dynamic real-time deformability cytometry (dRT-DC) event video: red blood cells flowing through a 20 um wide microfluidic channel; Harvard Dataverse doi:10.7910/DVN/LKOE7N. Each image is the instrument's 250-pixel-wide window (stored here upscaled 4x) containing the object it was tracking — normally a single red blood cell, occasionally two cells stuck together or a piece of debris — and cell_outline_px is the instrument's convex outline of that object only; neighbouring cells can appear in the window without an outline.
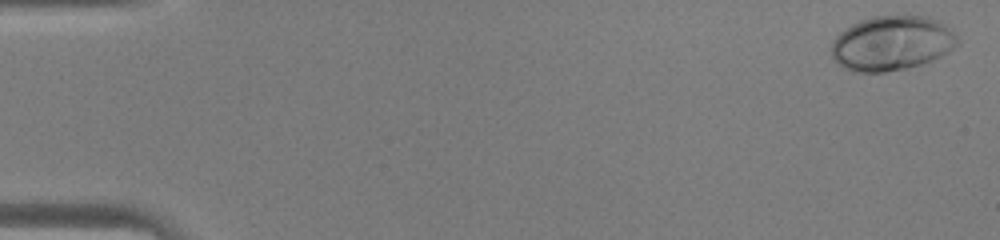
{"species": "human", "species_latin": "Homo sapiens", "temperature_condition": "warm", "stored_images_in_passage": 45, "camera_frame_rate_fps": 3000, "um_per_image_px": 0.085, "donor": {"sex": "male"}, "frame": {"image": 1, "passage_image": 1, "time_ms": 0.0, "image_size_px": [1000, 240], "cell_outline_px": [[960, 44], [948, 52], [932, 60], [908, 68], [884, 72], [856, 72], [844, 68], [836, 64], [832, 56], [832, 40], [840, 32], [852, 24], [860, 20], [872, 16], [928, 16], [940, 20], [960, 40]], "centroid_in_image_um": [75.8, 3.67], "position_along_channel_um": 9.2, "area_um2": 40.34}}
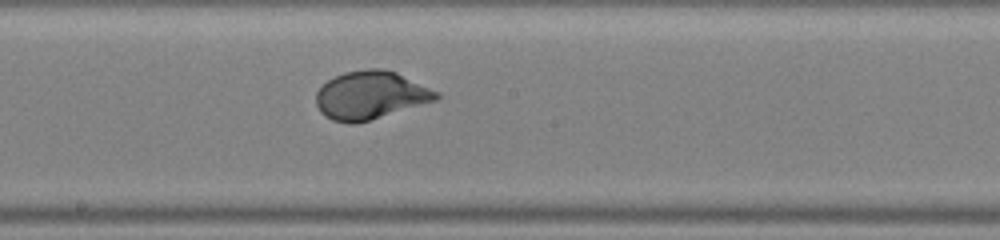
{"frame": {"image": 2, "passage_image": 25, "time_ms": 8.0, "image_size_px": [1000, 240], "cell_outline_px": [[440, 100], [368, 120], [352, 124], [348, 124], [332, 120], [324, 116], [320, 112], [316, 104], [316, 92], [328, 80], [344, 72], [368, 68], [384, 68], [396, 72], [440, 92]], "centroid_in_image_um": [31.52, 8.09], "position_along_channel_um": 216.7, "area_um2": 33.87}}
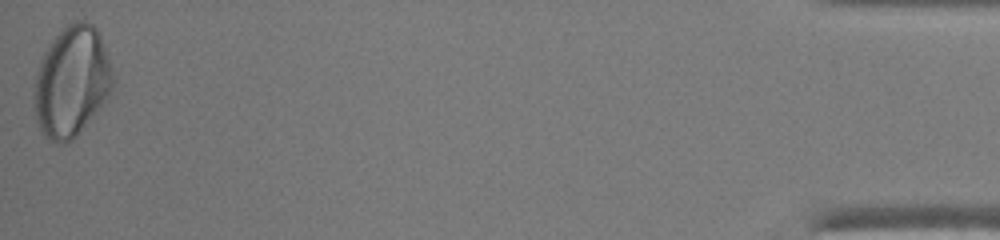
{"frame": {"image": 3, "passage_image": 45, "time_ms": 14.667, "image_size_px": [1000, 240], "cell_outline_px": [[112, 88], [104, 100], [76, 136], [72, 140], [64, 144], [60, 144], [44, 136], [40, 132], [36, 120], [32, 104], [32, 88], [40, 60], [48, 44], [60, 28], [76, 20], [84, 20], [92, 24], [96, 28], [100, 36], [112, 68]], "centroid_in_image_um": [6.02, 6.92], "position_along_channel_um": 429.2, "area_um2": 50.81}}